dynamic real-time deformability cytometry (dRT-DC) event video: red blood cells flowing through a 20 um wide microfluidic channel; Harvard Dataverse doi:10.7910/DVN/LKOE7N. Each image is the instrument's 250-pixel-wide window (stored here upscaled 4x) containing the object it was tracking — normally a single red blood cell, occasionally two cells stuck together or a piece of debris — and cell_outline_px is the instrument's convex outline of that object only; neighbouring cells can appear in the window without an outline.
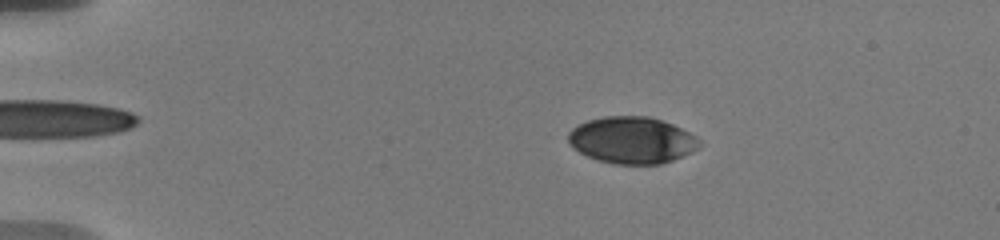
{"species": "human", "species_latin": "Homo sapiens", "temperature_condition": "warm", "stored_images_in_passage": 7, "camera_frame_rate_fps": 3000, "um_per_image_px": 0.085, "donor": {"sex": "male"}, "frame": {"image": 1, "passage_image": 2, "time_ms": 1.0, "image_size_px": [1000, 240], "cell_outline_px": [[700, 148], [692, 152], [672, 160], [660, 164], [612, 164], [588, 156], [572, 148], [568, 140], [568, 132], [572, 128], [588, 120], [604, 116], [648, 116], [672, 124], [696, 136], [700, 140]], "centroid_in_image_um": [53.71, 11.91], "position_along_channel_um": 31.3, "area_um2": 35.66}}
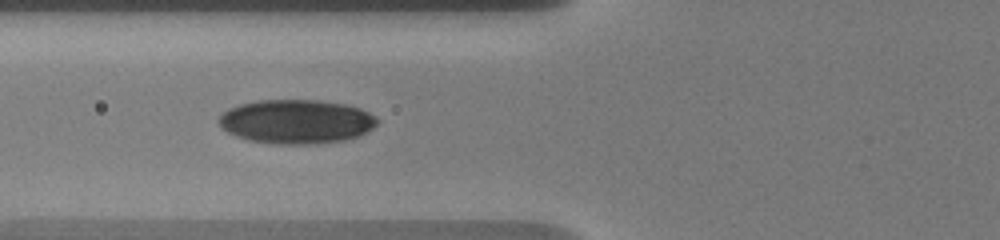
{"frame": {"image": 2, "passage_image": 6, "time_ms": 5.0, "image_size_px": [1000, 240], "cell_outline_px": [[380, 120], [372, 128], [360, 136], [344, 140], [320, 144], [276, 144], [248, 140], [236, 136], [228, 132], [216, 120], [228, 108], [240, 104], [256, 100], [320, 100], [344, 104], [360, 108], [376, 116]], "centroid_in_image_um": [25.2, 10.33], "position_along_channel_um": 100.6, "area_um2": 40.92}}
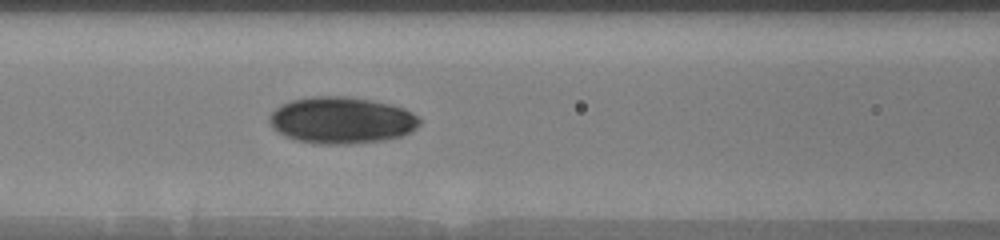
{"frame": {"image": 3, "passage_image": 7, "time_ms": 6.0, "image_size_px": [1000, 240], "cell_outline_px": [[420, 124], [412, 132], [400, 136], [384, 140], [348, 144], [312, 144], [296, 140], [284, 136], [272, 128], [268, 120], [268, 116], [280, 104], [292, 100], [312, 96], [348, 96], [372, 100], [392, 104], [404, 108], [412, 112], [420, 120]], "centroid_in_image_um": [29.01, 10.22], "position_along_channel_um": 137.6, "area_um2": 41.27}}